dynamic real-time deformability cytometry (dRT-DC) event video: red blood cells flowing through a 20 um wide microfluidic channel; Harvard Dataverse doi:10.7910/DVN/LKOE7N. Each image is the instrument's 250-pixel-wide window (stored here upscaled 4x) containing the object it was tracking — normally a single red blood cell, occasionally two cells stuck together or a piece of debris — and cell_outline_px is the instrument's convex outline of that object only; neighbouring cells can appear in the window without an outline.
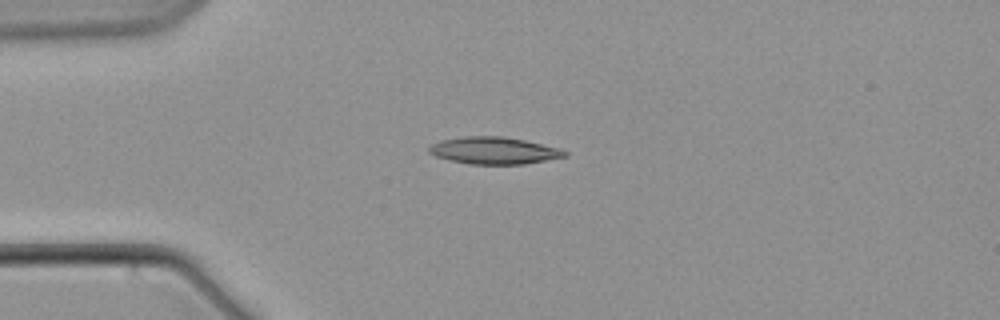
{"species": "common noctule bat (a hibernating species)", "species_latin": "Nyctalus noctula", "temperature_condition": "warm", "stored_images_in_passage": 7, "camera_frame_rate_fps": 3000, "um_per_image_px": 0.085, "animal": {"sex": "male", "body_mass_g": 21.5, "forearm_length_mm": 52.0}, "frame": {"image": 1, "passage_image": 7, "time_ms": 8.333, "image_size_px": [1000, 320], "cell_outline_px": [[568, 156], [524, 164], [472, 164], [452, 160], [436, 156], [428, 152], [428, 148], [432, 144], [440, 140], [464, 136], [504, 136], [524, 140], [560, 148], [568, 152]], "centroid_in_image_um": [42.01, 12.79], "position_along_channel_um": 43.0, "area_um2": 21.33}}